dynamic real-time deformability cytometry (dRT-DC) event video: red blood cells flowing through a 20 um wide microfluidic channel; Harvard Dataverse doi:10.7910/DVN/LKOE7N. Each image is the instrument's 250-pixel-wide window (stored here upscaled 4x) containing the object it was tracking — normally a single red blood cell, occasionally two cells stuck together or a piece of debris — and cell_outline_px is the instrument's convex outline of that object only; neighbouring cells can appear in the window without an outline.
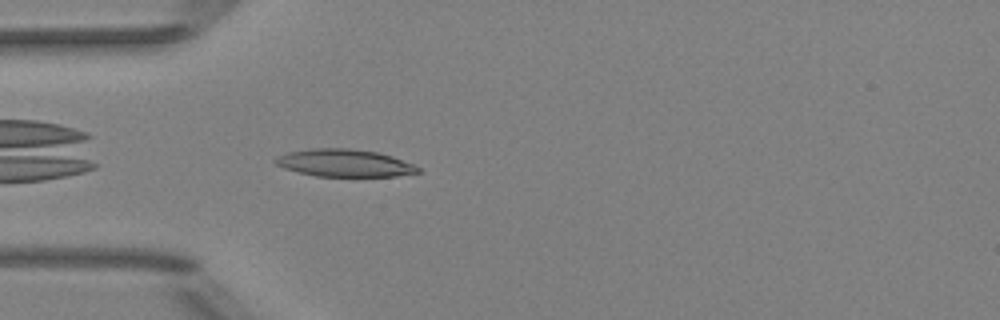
{"species": "Egyptian fruit bat (a non-hibernating species)", "species_latin": "Rousettus aegyptiacus", "temperature_condition": "room temperature", "stored_images_in_passage": 37, "camera_frame_rate_fps": 3000, "um_per_image_px": 0.085, "animal": {"sex": "female"}, "frame": {"image": 1, "passage_image": 2, "time_ms": 0.333, "image_size_px": [1000, 320], "cell_outline_px": [[420, 172], [396, 176], [316, 176], [284, 168], [276, 164], [272, 160], [288, 152], [312, 148], [348, 148], [376, 152], [392, 156], [412, 164], [420, 168]], "centroid_in_image_um": [29.28, 13.85], "position_along_channel_um": 55.7, "area_um2": 22.54}}
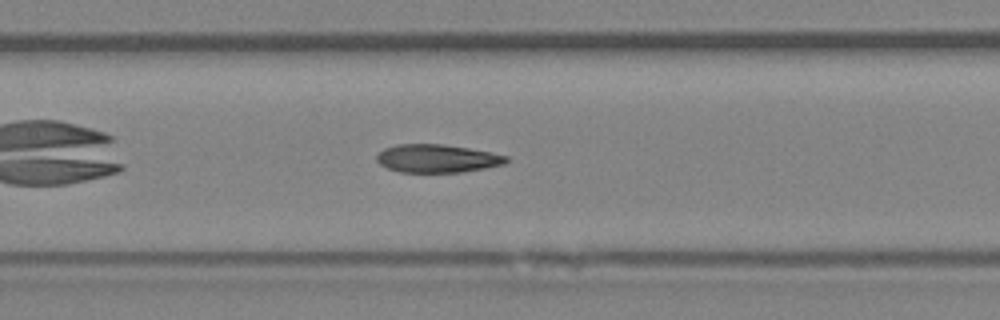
{"frame": {"image": 2, "passage_image": 11, "time_ms": 3.333, "image_size_px": [1000, 320], "cell_outline_px": [[508, 160], [504, 164], [484, 168], [460, 172], [400, 172], [388, 168], [380, 164], [376, 160], [376, 156], [384, 148], [396, 144], [444, 144], [492, 152], [508, 156]], "centroid_in_image_um": [37.15, 13.46], "position_along_channel_um": 170.3, "area_um2": 21.21}}
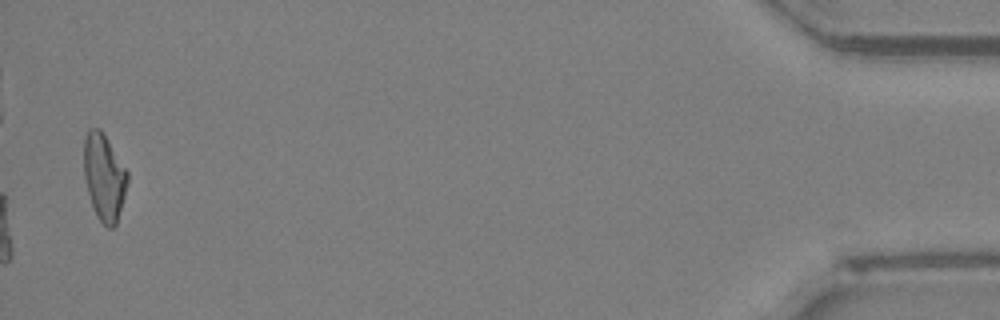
{"frame": {"image": 3, "passage_image": 37, "time_ms": 12.0, "image_size_px": [1000, 320], "cell_outline_px": [[128, 180], [124, 196], [116, 224], [112, 228], [108, 228], [100, 220], [92, 204], [88, 192], [84, 176], [84, 140], [88, 128], [100, 128], [128, 172]], "centroid_in_image_um": [8.84, 15.02], "position_along_channel_um": 426.4, "area_um2": 21.62}, "authors_computed_cell_mechanics": {"area_um2": 22.0796, "velocity_mm_per_s": 4.0152, "shape_relaxation_time_tau1_ms": null, "shape_relaxation_time_tau2_ms": 3.386, "deformation_change_tau1": null, "deformation_change_tau2": 0.114}}